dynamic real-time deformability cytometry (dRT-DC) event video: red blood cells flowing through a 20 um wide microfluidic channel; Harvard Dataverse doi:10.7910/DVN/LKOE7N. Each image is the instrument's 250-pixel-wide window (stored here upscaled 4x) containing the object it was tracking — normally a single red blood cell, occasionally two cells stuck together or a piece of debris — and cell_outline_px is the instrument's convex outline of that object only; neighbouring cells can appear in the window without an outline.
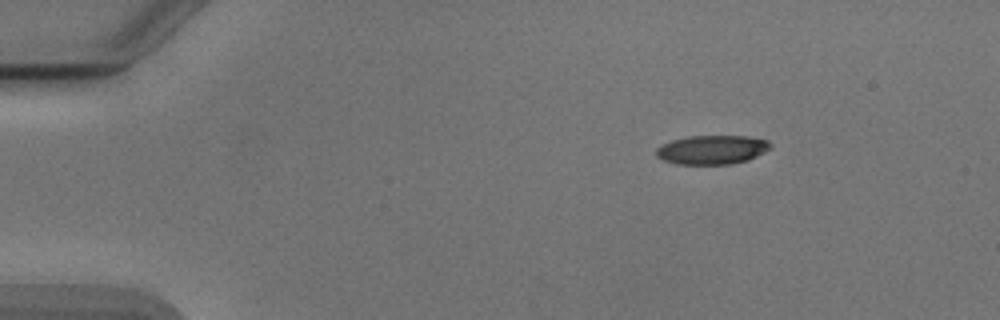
{"species": "Egyptian fruit bat (a non-hibernating species)", "species_latin": "Rousettus aegyptiacus", "temperature_condition": "cold", "stored_images_in_passage": 41, "camera_frame_rate_fps": 3000, "um_per_image_px": 0.085, "animal": {"sex": "male"}, "frame": {"image": 1, "passage_image": 1, "time_ms": 0.0, "image_size_px": [1000, 320], "cell_outline_px": [[772, 148], [748, 160], [732, 164], [676, 164], [664, 160], [656, 156], [656, 148], [672, 140], [688, 136], [748, 136], [768, 140], [772, 144]], "centroid_in_image_um": [60.55, 12.72], "position_along_channel_um": 24.4, "area_um2": 19.36}}
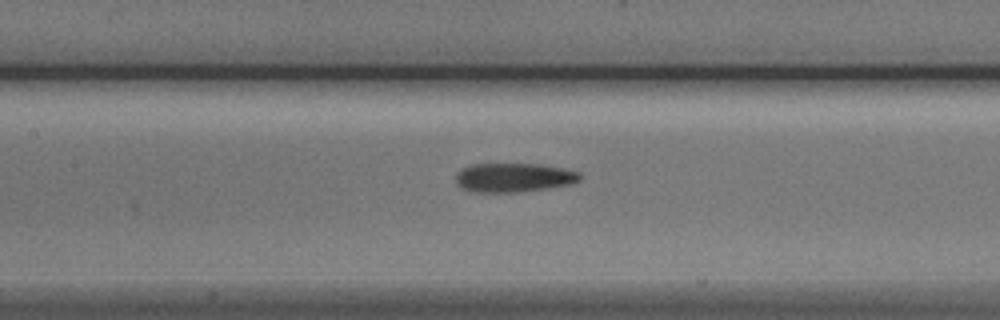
{"frame": {"image": 2, "passage_image": 18, "time_ms": 5.667, "image_size_px": [1000, 320], "cell_outline_px": [[580, 180], [572, 184], [548, 188], [520, 192], [476, 192], [460, 188], [456, 184], [456, 176], [460, 168], [472, 164], [540, 164], [560, 168], [576, 172], [580, 176]], "centroid_in_image_um": [43.61, 15.1], "position_along_channel_um": 163.8, "area_um2": 20.98}}
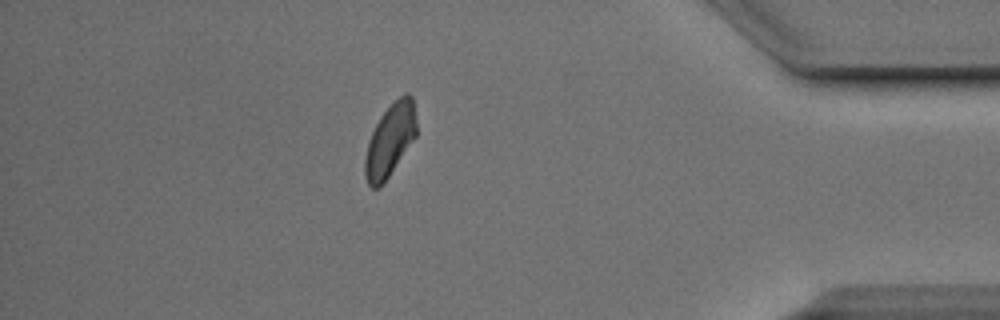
{"frame": {"image": 3, "passage_image": 35, "time_ms": 11.333, "image_size_px": [1000, 320], "cell_outline_px": [[416, 136], [380, 188], [372, 188], [368, 184], [364, 176], [364, 160], [368, 140], [380, 116], [404, 92], [408, 92], [412, 96], [416, 120]], "centroid_in_image_um": [33.14, 11.93], "position_along_channel_um": 402.1, "area_um2": 21.62}, "authors_computed_cell_mechanics": {"area_um2": 20.808, "velocity_mm_per_s": 3.9026, "shape_relaxation_time_tau1_ms": 6.0411, "shape_relaxation_time_tau2_ms": 4.9004, "deformation_change_tau1": 0.16, "deformation_change_tau2": 0.1514}}